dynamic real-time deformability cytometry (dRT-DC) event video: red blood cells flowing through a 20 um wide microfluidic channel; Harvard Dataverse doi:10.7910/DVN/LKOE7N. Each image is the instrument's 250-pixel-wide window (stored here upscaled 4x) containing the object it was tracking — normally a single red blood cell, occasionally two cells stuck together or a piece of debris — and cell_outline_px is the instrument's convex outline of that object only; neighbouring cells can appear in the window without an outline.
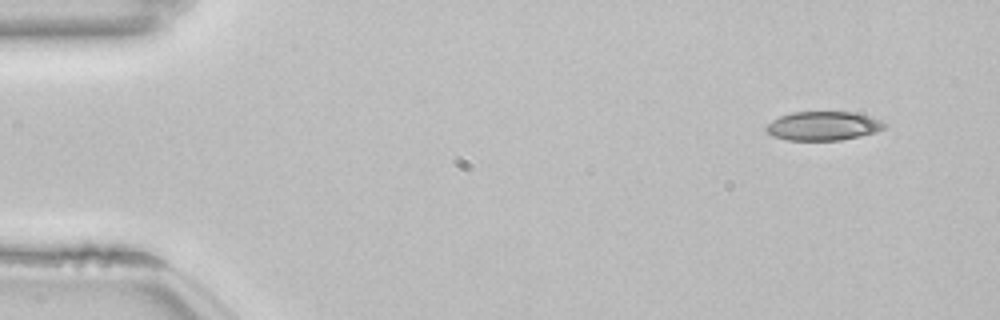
{"species": "common noctule bat (a hibernating species)", "species_latin": "Nyctalus noctula", "temperature_condition": "room temperature", "stored_images_in_passage": 50, "camera_frame_rate_fps": 3000, "um_per_image_px": 0.085, "animal": {"sex": "female", "body_mass_g": 22.7, "forearm_length_mm": 54.2}, "frame": {"image": 1, "passage_image": 1, "time_ms": 0.0, "image_size_px": [1000, 320], "cell_outline_px": [[888, 124], [884, 128], [876, 132], [860, 136], [840, 140], [788, 140], [772, 136], [764, 128], [772, 120], [780, 116], [792, 112], [856, 112], [880, 120]], "centroid_in_image_um": [69.97, 10.7], "position_along_channel_um": 15.0, "area_um2": 19.94}}
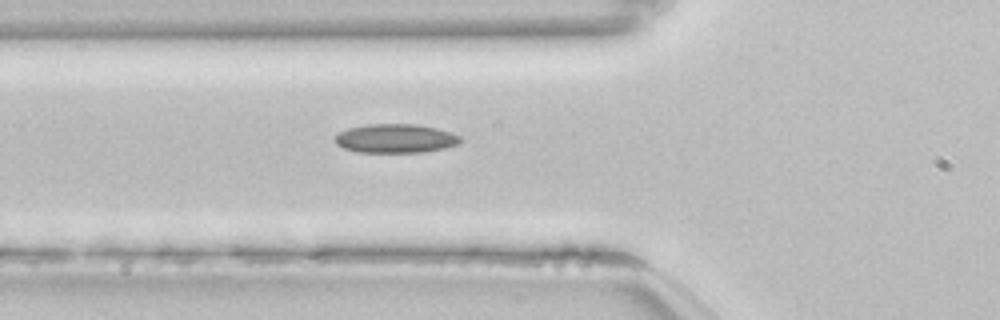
{"frame": {"image": 2, "passage_image": 16, "time_ms": 5.0, "image_size_px": [1000, 320], "cell_outline_px": [[464, 140], [460, 144], [444, 148], [420, 152], [356, 152], [344, 148], [336, 144], [336, 136], [340, 132], [348, 128], [368, 124], [412, 124], [436, 128], [452, 132], [460, 136]], "centroid_in_image_um": [33.66, 11.77], "position_along_channel_um": 92.1, "area_um2": 21.1}}
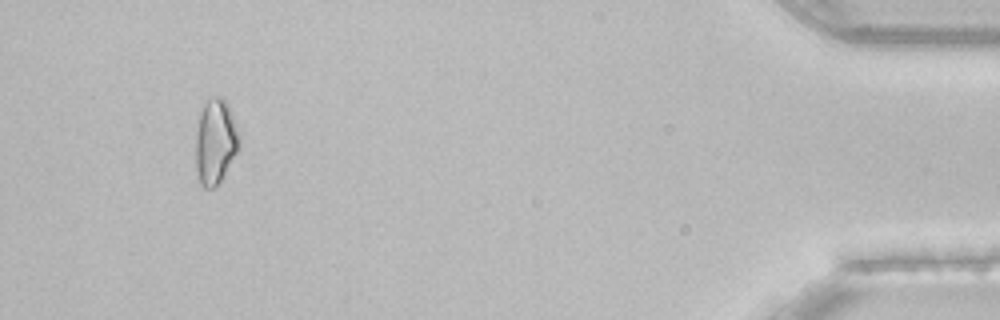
{"frame": {"image": 3, "passage_image": 47, "time_ms": 15.333, "image_size_px": [1000, 320], "cell_outline_px": [[240, 148], [224, 176], [212, 188], [204, 188], [200, 184], [196, 168], [196, 132], [200, 112], [204, 104], [208, 100], [216, 96], [220, 96], [228, 104], [232, 112], [240, 132]], "centroid_in_image_um": [18.34, 12.03], "position_along_channel_um": 416.9, "area_um2": 21.85}}